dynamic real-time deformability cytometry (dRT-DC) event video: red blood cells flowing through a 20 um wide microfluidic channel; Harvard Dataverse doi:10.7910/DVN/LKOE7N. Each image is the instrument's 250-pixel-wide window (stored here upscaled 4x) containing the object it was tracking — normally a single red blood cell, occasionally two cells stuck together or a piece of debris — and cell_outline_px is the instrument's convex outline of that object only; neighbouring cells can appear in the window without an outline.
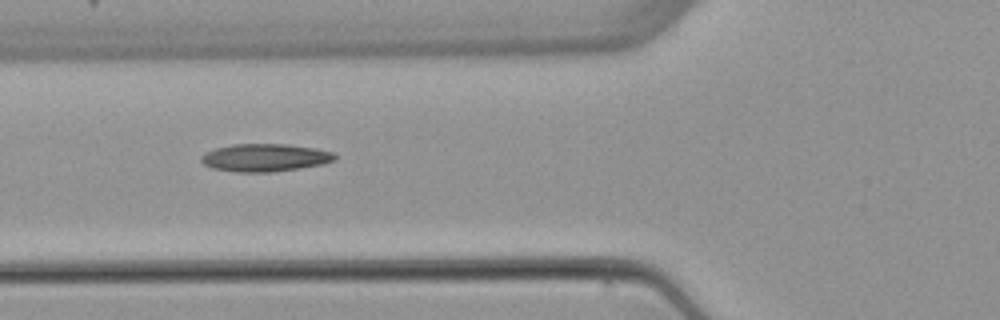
{"species": "common noctule bat (a hibernating species)", "species_latin": "Nyctalus noctula", "temperature_condition": "warm", "stored_images_in_passage": 6, "camera_frame_rate_fps": 3000, "um_per_image_px": 0.085, "animal": {"sex": "female", "body_mass_g": 22.7, "forearm_length_mm": 54.2}, "frame": {"image": 1, "passage_image": 5, "time_ms": 4.667, "image_size_px": [1000, 320], "cell_outline_px": [[336, 160], [324, 164], [276, 172], [236, 172], [212, 168], [204, 164], [200, 160], [200, 156], [204, 152], [216, 148], [232, 144], [288, 144], [316, 148], [332, 152], [336, 156]], "centroid_in_image_um": [22.52, 13.4], "position_along_channel_um": 103.3, "area_um2": 21.85}}
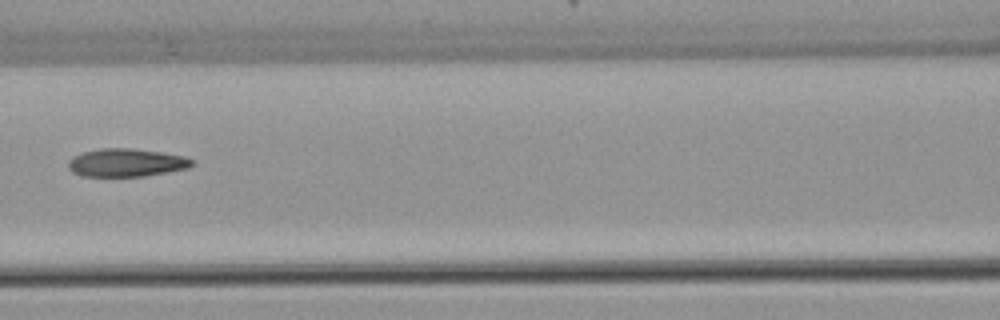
{"frame": {"image": 2, "passage_image": 6, "time_ms": 6.0, "image_size_px": [1000, 320], "cell_outline_px": [[196, 164], [188, 168], [144, 176], [80, 176], [72, 172], [68, 168], [68, 160], [72, 156], [80, 152], [100, 148], [132, 148], [160, 152], [184, 156], [196, 160]], "centroid_in_image_um": [10.72, 13.82], "position_along_channel_um": 155.9, "area_um2": 20.52}}